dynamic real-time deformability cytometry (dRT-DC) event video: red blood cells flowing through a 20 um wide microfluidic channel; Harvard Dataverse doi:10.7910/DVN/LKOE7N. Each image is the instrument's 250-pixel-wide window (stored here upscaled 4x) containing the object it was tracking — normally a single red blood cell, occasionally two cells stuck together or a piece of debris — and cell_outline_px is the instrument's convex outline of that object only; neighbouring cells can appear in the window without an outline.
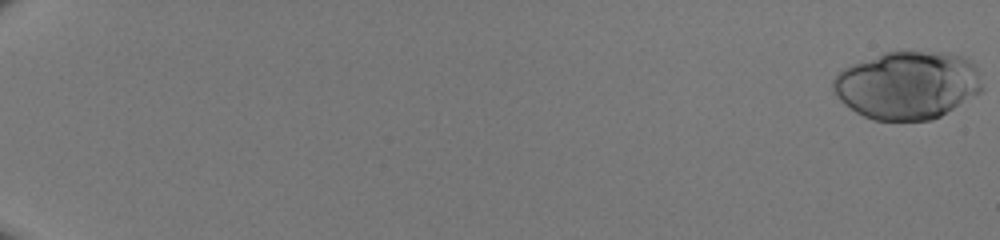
{"species": "human", "species_latin": "Homo sapiens", "temperature_condition": "room temperature", "stored_images_in_passage": 51, "camera_frame_rate_fps": 3000, "um_per_image_px": 0.085, "donor": {"sex": "male"}, "frame": {"image": 1, "passage_image": 1, "time_ms": 0.0, "image_size_px": [1000, 240], "cell_outline_px": [[984, 88], [980, 92], [940, 116], [932, 120], [872, 120], [856, 112], [844, 104], [836, 96], [832, 88], [832, 80], [844, 68], [852, 64], [884, 52], [948, 52], [960, 56], [968, 60], [976, 68]], "centroid_in_image_um": [77.11, 7.24], "position_along_channel_um": 7.9, "area_um2": 58.78}}
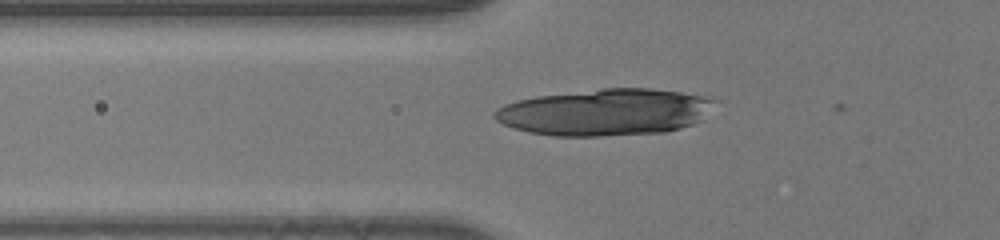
{"frame": {"image": 2, "passage_image": 22, "time_ms": 7.0, "image_size_px": [1000, 240], "cell_outline_px": [[712, 100], [704, 120], [680, 128], [664, 132], [600, 136], [552, 136], [528, 132], [504, 124], [496, 120], [492, 116], [492, 112], [496, 108], [504, 104], [516, 100], [536, 96], [604, 88], [652, 88], [680, 92], [704, 96]], "centroid_in_image_um": [51.38, 9.54], "position_along_channel_um": 74.4, "area_um2": 59.71}}
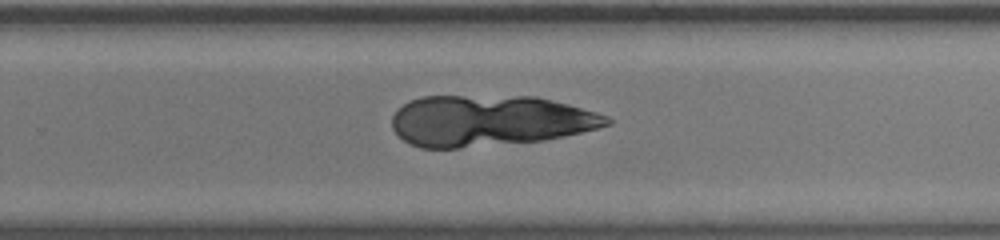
{"frame": {"image": 3, "passage_image": 37, "time_ms": 12.0, "image_size_px": [1000, 240], "cell_outline_px": [[612, 124], [564, 136], [544, 140], [460, 148], [420, 148], [408, 144], [392, 128], [392, 116], [396, 108], [408, 100], [424, 96], [536, 96], [568, 104], [596, 112], [608, 116], [612, 120]], "centroid_in_image_um": [41.56, 10.25], "position_along_channel_um": 288.2, "area_um2": 64.04}}